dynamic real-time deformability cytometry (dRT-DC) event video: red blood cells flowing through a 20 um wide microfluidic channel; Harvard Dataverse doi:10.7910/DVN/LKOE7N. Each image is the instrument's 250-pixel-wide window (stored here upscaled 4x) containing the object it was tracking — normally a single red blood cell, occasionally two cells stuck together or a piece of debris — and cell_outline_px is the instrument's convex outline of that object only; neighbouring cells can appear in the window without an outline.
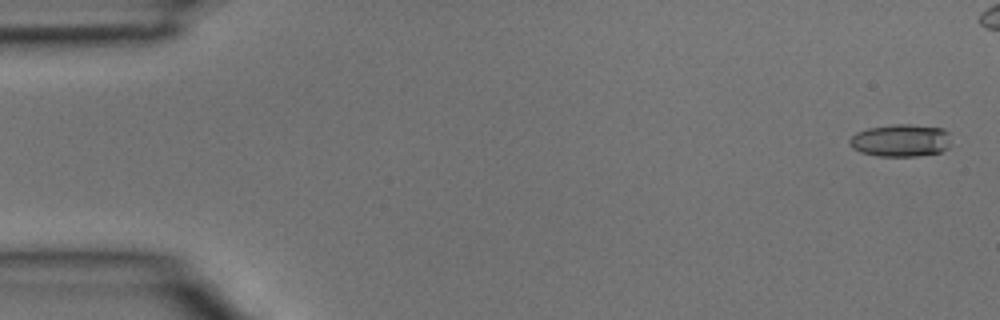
{"species": "common noctule bat (a hibernating species)", "species_latin": "Nyctalus noctula", "temperature_condition": "room temperature", "stored_images_in_passage": 3, "camera_frame_rate_fps": 3000, "um_per_image_px": 0.085, "animal": {"sex": "male", "body_mass_g": 15.6}, "frame": {"image": 1, "passage_image": 1, "time_ms": 0.0, "image_size_px": [1000, 320], "cell_outline_px": [[948, 148], [940, 152], [916, 156], [876, 156], [860, 152], [852, 148], [848, 144], [848, 140], [856, 132], [868, 128], [896, 124], [908, 124], [944, 128], [948, 132]], "centroid_in_image_um": [76.51, 11.94], "position_along_channel_um": 8.5, "area_um2": 19.25}}